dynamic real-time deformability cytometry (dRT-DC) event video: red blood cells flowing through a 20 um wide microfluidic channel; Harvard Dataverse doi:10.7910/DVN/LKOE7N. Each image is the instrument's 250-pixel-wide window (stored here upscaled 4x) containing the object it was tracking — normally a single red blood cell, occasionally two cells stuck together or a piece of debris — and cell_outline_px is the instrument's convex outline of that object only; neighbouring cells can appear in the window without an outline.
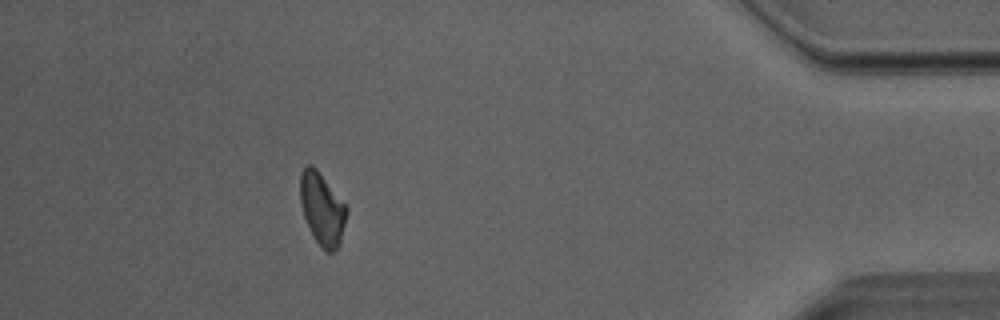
{"species": "Egyptian fruit bat (a non-hibernating species)", "species_latin": "Rousettus aegyptiacus", "temperature_condition": "room temperature", "stored_images_in_passage": 31, "camera_frame_rate_fps": 3000, "um_per_image_px": 0.085, "animal": {"sex": "male"}, "frame": {"image": 1, "passage_image": 27, "time_ms": 8.667, "image_size_px": [1000, 320], "cell_outline_px": [[348, 212], [340, 244], [332, 252], [328, 252], [316, 240], [304, 216], [300, 200], [300, 172], [308, 164], [312, 164], [316, 168], [348, 208]], "centroid_in_image_um": [27.39, 17.72], "position_along_channel_um": 407.8, "area_um2": 19.19}}